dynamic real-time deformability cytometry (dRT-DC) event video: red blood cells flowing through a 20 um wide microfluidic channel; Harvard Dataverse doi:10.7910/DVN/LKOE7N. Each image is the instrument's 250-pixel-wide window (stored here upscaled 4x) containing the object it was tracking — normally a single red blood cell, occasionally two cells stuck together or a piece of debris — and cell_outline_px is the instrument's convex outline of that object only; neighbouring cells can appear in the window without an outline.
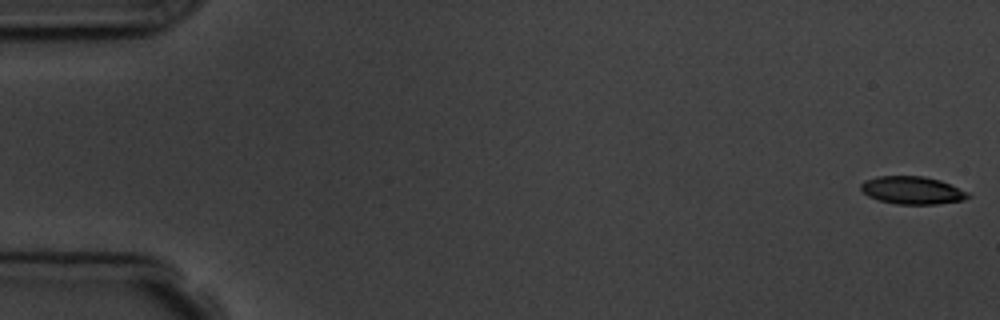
{"species": "common noctule bat (a hibernating species)", "species_latin": "Nyctalus noctula", "temperature_condition": "room temperature", "stored_images_in_passage": 6, "camera_frame_rate_fps": 3000, "um_per_image_px": 0.085, "animal": {"sex": "male", "body_mass_g": 19.5, "forearm_length_mm": 54.6}, "frame": {"image": 1, "passage_image": 1, "time_ms": 0.0, "image_size_px": [1000, 320], "cell_outline_px": [[972, 196], [964, 200], [936, 204], [896, 204], [880, 200], [868, 196], [860, 188], [860, 184], [864, 180], [876, 176], [924, 176], [940, 180], [968, 192]], "centroid_in_image_um": [77.54, 16.17], "position_along_channel_um": 7.5, "area_um2": 17.34}}
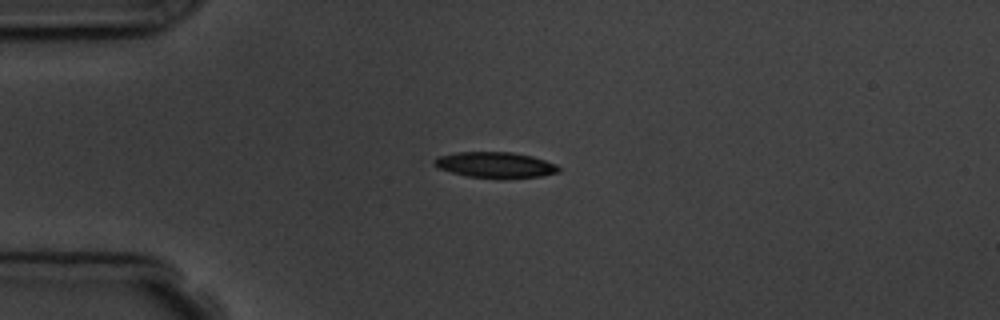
{"frame": {"image": 2, "passage_image": 5, "time_ms": 4.333, "image_size_px": [1000, 320], "cell_outline_px": [[560, 172], [540, 176], [468, 176], [452, 172], [440, 168], [432, 164], [432, 160], [436, 156], [456, 152], [512, 152], [532, 156], [556, 164], [560, 168]], "centroid_in_image_um": [42.05, 13.97], "position_along_channel_um": 42.9, "area_um2": 18.03}}